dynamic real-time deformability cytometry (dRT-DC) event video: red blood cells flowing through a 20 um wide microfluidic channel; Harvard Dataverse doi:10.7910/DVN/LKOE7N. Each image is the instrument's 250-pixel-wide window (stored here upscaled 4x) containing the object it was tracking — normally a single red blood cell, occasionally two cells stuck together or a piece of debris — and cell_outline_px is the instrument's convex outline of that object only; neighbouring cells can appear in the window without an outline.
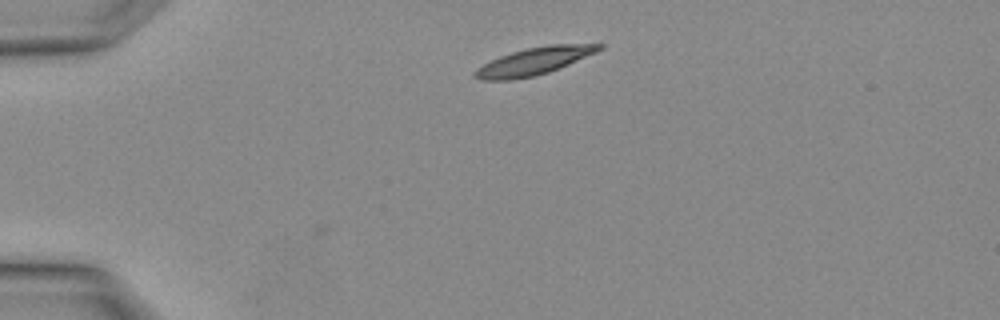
{"species": "Egyptian fruit bat (a non-hibernating species)", "species_latin": "Rousettus aegyptiacus", "temperature_condition": "warm", "stored_images_in_passage": 2, "camera_frame_rate_fps": 3000, "um_per_image_px": 0.085, "animal": {"sex": "female"}, "frame": {"image": 1, "passage_image": 1, "time_ms": 0.0, "image_size_px": [1000, 320], "cell_outline_px": [[604, 48], [596, 52], [560, 68], [536, 76], [512, 80], [480, 80], [472, 76], [472, 72], [476, 68], [500, 56], [512, 52], [528, 48], [548, 44], [604, 44]], "centroid_in_image_um": [45.37, 5.21], "position_along_channel_um": 39.6, "area_um2": 19.83}}